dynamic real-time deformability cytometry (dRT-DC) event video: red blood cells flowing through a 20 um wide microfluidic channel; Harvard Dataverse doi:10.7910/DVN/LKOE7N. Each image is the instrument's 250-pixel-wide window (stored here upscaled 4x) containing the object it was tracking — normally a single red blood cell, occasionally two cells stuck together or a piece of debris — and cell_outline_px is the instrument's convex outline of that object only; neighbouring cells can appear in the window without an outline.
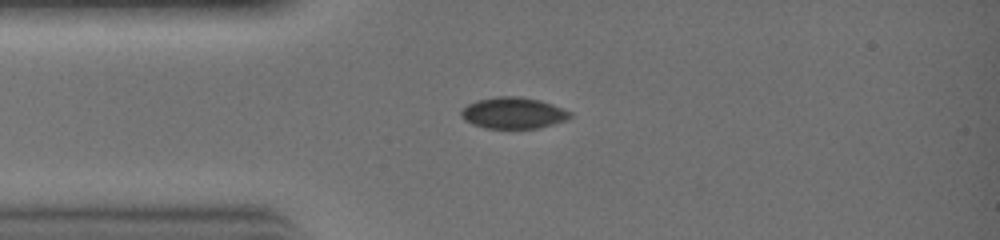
{"species": "common noctule bat (a hibernating species)", "species_latin": "Nyctalus noctula", "temperature_condition": "warm", "stored_images_in_passage": 15, "camera_frame_rate_fps": 3000, "um_per_image_px": 0.085, "animal": {"sex": "female", "body_mass_g": 19.0, "forearm_length_mm": 51.5}, "frame": {"image": 1, "passage_image": 1, "time_ms": 0.0, "image_size_px": [1000, 240], "cell_outline_px": [[572, 116], [568, 120], [540, 128], [484, 128], [472, 124], [464, 120], [460, 116], [460, 112], [468, 104], [476, 100], [496, 96], [520, 96], [540, 100], [552, 104], [572, 112]], "centroid_in_image_um": [43.64, 9.6], "position_along_channel_um": 41.4, "area_um2": 20.11}}